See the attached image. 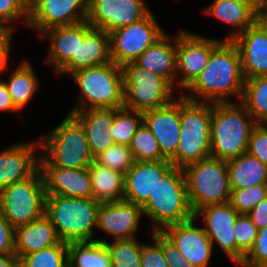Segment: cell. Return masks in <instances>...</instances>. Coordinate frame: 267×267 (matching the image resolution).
<instances>
[{
	"label": "cell",
	"mask_w": 267,
	"mask_h": 267,
	"mask_svg": "<svg viewBox=\"0 0 267 267\" xmlns=\"http://www.w3.org/2000/svg\"><path fill=\"white\" fill-rule=\"evenodd\" d=\"M22 267H66L68 263V243H60L46 249L29 253L21 258Z\"/></svg>",
	"instance_id": "36"
},
{
	"label": "cell",
	"mask_w": 267,
	"mask_h": 267,
	"mask_svg": "<svg viewBox=\"0 0 267 267\" xmlns=\"http://www.w3.org/2000/svg\"><path fill=\"white\" fill-rule=\"evenodd\" d=\"M104 243L111 255V267H142L141 266V247L137 238L112 240L97 239Z\"/></svg>",
	"instance_id": "34"
},
{
	"label": "cell",
	"mask_w": 267,
	"mask_h": 267,
	"mask_svg": "<svg viewBox=\"0 0 267 267\" xmlns=\"http://www.w3.org/2000/svg\"><path fill=\"white\" fill-rule=\"evenodd\" d=\"M124 106L144 112L172 103L177 90L169 81L138 65L135 61L122 66Z\"/></svg>",
	"instance_id": "9"
},
{
	"label": "cell",
	"mask_w": 267,
	"mask_h": 267,
	"mask_svg": "<svg viewBox=\"0 0 267 267\" xmlns=\"http://www.w3.org/2000/svg\"><path fill=\"white\" fill-rule=\"evenodd\" d=\"M10 73L9 80L5 81V84L14 107L20 112L30 100L34 99L40 87V81H38L33 65L27 60L19 63Z\"/></svg>",
	"instance_id": "31"
},
{
	"label": "cell",
	"mask_w": 267,
	"mask_h": 267,
	"mask_svg": "<svg viewBox=\"0 0 267 267\" xmlns=\"http://www.w3.org/2000/svg\"><path fill=\"white\" fill-rule=\"evenodd\" d=\"M195 216L187 221L167 226L162 233L178 248L180 254L197 267H208L213 245L203 226H196Z\"/></svg>",
	"instance_id": "15"
},
{
	"label": "cell",
	"mask_w": 267,
	"mask_h": 267,
	"mask_svg": "<svg viewBox=\"0 0 267 267\" xmlns=\"http://www.w3.org/2000/svg\"><path fill=\"white\" fill-rule=\"evenodd\" d=\"M171 166L169 160L135 161L125 173L123 200L143 206Z\"/></svg>",
	"instance_id": "22"
},
{
	"label": "cell",
	"mask_w": 267,
	"mask_h": 267,
	"mask_svg": "<svg viewBox=\"0 0 267 267\" xmlns=\"http://www.w3.org/2000/svg\"><path fill=\"white\" fill-rule=\"evenodd\" d=\"M56 228L46 216L14 228L15 255L20 259L29 253L60 243Z\"/></svg>",
	"instance_id": "24"
},
{
	"label": "cell",
	"mask_w": 267,
	"mask_h": 267,
	"mask_svg": "<svg viewBox=\"0 0 267 267\" xmlns=\"http://www.w3.org/2000/svg\"><path fill=\"white\" fill-rule=\"evenodd\" d=\"M180 95V139L176 154L169 160L184 168L210 156L212 103L195 102Z\"/></svg>",
	"instance_id": "6"
},
{
	"label": "cell",
	"mask_w": 267,
	"mask_h": 267,
	"mask_svg": "<svg viewBox=\"0 0 267 267\" xmlns=\"http://www.w3.org/2000/svg\"><path fill=\"white\" fill-rule=\"evenodd\" d=\"M1 111H7V113H18V110L14 107L12 103L11 96L9 94L5 81L1 79L0 75V112Z\"/></svg>",
	"instance_id": "49"
},
{
	"label": "cell",
	"mask_w": 267,
	"mask_h": 267,
	"mask_svg": "<svg viewBox=\"0 0 267 267\" xmlns=\"http://www.w3.org/2000/svg\"><path fill=\"white\" fill-rule=\"evenodd\" d=\"M111 62L109 33L93 28L87 20L79 22L77 59H70L56 74L70 75L76 70Z\"/></svg>",
	"instance_id": "18"
},
{
	"label": "cell",
	"mask_w": 267,
	"mask_h": 267,
	"mask_svg": "<svg viewBox=\"0 0 267 267\" xmlns=\"http://www.w3.org/2000/svg\"><path fill=\"white\" fill-rule=\"evenodd\" d=\"M239 50L245 79L267 76V32L255 23L231 40Z\"/></svg>",
	"instance_id": "23"
},
{
	"label": "cell",
	"mask_w": 267,
	"mask_h": 267,
	"mask_svg": "<svg viewBox=\"0 0 267 267\" xmlns=\"http://www.w3.org/2000/svg\"><path fill=\"white\" fill-rule=\"evenodd\" d=\"M255 24L267 32V4L255 11Z\"/></svg>",
	"instance_id": "50"
},
{
	"label": "cell",
	"mask_w": 267,
	"mask_h": 267,
	"mask_svg": "<svg viewBox=\"0 0 267 267\" xmlns=\"http://www.w3.org/2000/svg\"><path fill=\"white\" fill-rule=\"evenodd\" d=\"M152 243L144 244L141 247V266L142 267H168L162 246L152 237Z\"/></svg>",
	"instance_id": "43"
},
{
	"label": "cell",
	"mask_w": 267,
	"mask_h": 267,
	"mask_svg": "<svg viewBox=\"0 0 267 267\" xmlns=\"http://www.w3.org/2000/svg\"><path fill=\"white\" fill-rule=\"evenodd\" d=\"M68 263L71 267H111V255L104 243L73 242L68 244Z\"/></svg>",
	"instance_id": "32"
},
{
	"label": "cell",
	"mask_w": 267,
	"mask_h": 267,
	"mask_svg": "<svg viewBox=\"0 0 267 267\" xmlns=\"http://www.w3.org/2000/svg\"><path fill=\"white\" fill-rule=\"evenodd\" d=\"M257 233L258 229L251 222L248 215L239 214L233 231L236 242V263L243 261L244 257L252 249Z\"/></svg>",
	"instance_id": "39"
},
{
	"label": "cell",
	"mask_w": 267,
	"mask_h": 267,
	"mask_svg": "<svg viewBox=\"0 0 267 267\" xmlns=\"http://www.w3.org/2000/svg\"><path fill=\"white\" fill-rule=\"evenodd\" d=\"M183 171L193 213L207 205L229 202L231 187L226 160L209 156L186 165Z\"/></svg>",
	"instance_id": "8"
},
{
	"label": "cell",
	"mask_w": 267,
	"mask_h": 267,
	"mask_svg": "<svg viewBox=\"0 0 267 267\" xmlns=\"http://www.w3.org/2000/svg\"><path fill=\"white\" fill-rule=\"evenodd\" d=\"M143 122L142 112L125 107L114 109L111 132L115 144L129 146L132 137Z\"/></svg>",
	"instance_id": "35"
},
{
	"label": "cell",
	"mask_w": 267,
	"mask_h": 267,
	"mask_svg": "<svg viewBox=\"0 0 267 267\" xmlns=\"http://www.w3.org/2000/svg\"><path fill=\"white\" fill-rule=\"evenodd\" d=\"M94 161L124 175L135 162L130 147L120 144H114L102 151L94 157Z\"/></svg>",
	"instance_id": "38"
},
{
	"label": "cell",
	"mask_w": 267,
	"mask_h": 267,
	"mask_svg": "<svg viewBox=\"0 0 267 267\" xmlns=\"http://www.w3.org/2000/svg\"><path fill=\"white\" fill-rule=\"evenodd\" d=\"M28 18L29 0H0V25L14 31V26H10L9 23L13 25L17 20H22L28 26Z\"/></svg>",
	"instance_id": "41"
},
{
	"label": "cell",
	"mask_w": 267,
	"mask_h": 267,
	"mask_svg": "<svg viewBox=\"0 0 267 267\" xmlns=\"http://www.w3.org/2000/svg\"><path fill=\"white\" fill-rule=\"evenodd\" d=\"M256 124L240 101L212 103L210 156L228 161L246 153Z\"/></svg>",
	"instance_id": "3"
},
{
	"label": "cell",
	"mask_w": 267,
	"mask_h": 267,
	"mask_svg": "<svg viewBox=\"0 0 267 267\" xmlns=\"http://www.w3.org/2000/svg\"><path fill=\"white\" fill-rule=\"evenodd\" d=\"M143 216L142 206L125 201L100 203L97 228L112 240L135 238Z\"/></svg>",
	"instance_id": "19"
},
{
	"label": "cell",
	"mask_w": 267,
	"mask_h": 267,
	"mask_svg": "<svg viewBox=\"0 0 267 267\" xmlns=\"http://www.w3.org/2000/svg\"><path fill=\"white\" fill-rule=\"evenodd\" d=\"M267 197V184L231 190L229 203L239 213L247 214Z\"/></svg>",
	"instance_id": "40"
},
{
	"label": "cell",
	"mask_w": 267,
	"mask_h": 267,
	"mask_svg": "<svg viewBox=\"0 0 267 267\" xmlns=\"http://www.w3.org/2000/svg\"><path fill=\"white\" fill-rule=\"evenodd\" d=\"M231 190L267 184V165L249 153L227 161Z\"/></svg>",
	"instance_id": "29"
},
{
	"label": "cell",
	"mask_w": 267,
	"mask_h": 267,
	"mask_svg": "<svg viewBox=\"0 0 267 267\" xmlns=\"http://www.w3.org/2000/svg\"><path fill=\"white\" fill-rule=\"evenodd\" d=\"M14 31L9 27L0 25V68H4L9 64V52L11 51L12 36Z\"/></svg>",
	"instance_id": "47"
},
{
	"label": "cell",
	"mask_w": 267,
	"mask_h": 267,
	"mask_svg": "<svg viewBox=\"0 0 267 267\" xmlns=\"http://www.w3.org/2000/svg\"><path fill=\"white\" fill-rule=\"evenodd\" d=\"M40 171L47 195L76 198H93V189L88 167L65 169L51 165L40 156Z\"/></svg>",
	"instance_id": "17"
},
{
	"label": "cell",
	"mask_w": 267,
	"mask_h": 267,
	"mask_svg": "<svg viewBox=\"0 0 267 267\" xmlns=\"http://www.w3.org/2000/svg\"><path fill=\"white\" fill-rule=\"evenodd\" d=\"M15 254L14 227L0 213V255Z\"/></svg>",
	"instance_id": "46"
},
{
	"label": "cell",
	"mask_w": 267,
	"mask_h": 267,
	"mask_svg": "<svg viewBox=\"0 0 267 267\" xmlns=\"http://www.w3.org/2000/svg\"><path fill=\"white\" fill-rule=\"evenodd\" d=\"M256 123L267 117V76L245 79L240 101Z\"/></svg>",
	"instance_id": "33"
},
{
	"label": "cell",
	"mask_w": 267,
	"mask_h": 267,
	"mask_svg": "<svg viewBox=\"0 0 267 267\" xmlns=\"http://www.w3.org/2000/svg\"><path fill=\"white\" fill-rule=\"evenodd\" d=\"M71 114L84 128L93 157L115 144L111 132L114 109H88Z\"/></svg>",
	"instance_id": "25"
},
{
	"label": "cell",
	"mask_w": 267,
	"mask_h": 267,
	"mask_svg": "<svg viewBox=\"0 0 267 267\" xmlns=\"http://www.w3.org/2000/svg\"><path fill=\"white\" fill-rule=\"evenodd\" d=\"M8 68V65L6 64L4 68H0V74H2L6 69Z\"/></svg>",
	"instance_id": "56"
},
{
	"label": "cell",
	"mask_w": 267,
	"mask_h": 267,
	"mask_svg": "<svg viewBox=\"0 0 267 267\" xmlns=\"http://www.w3.org/2000/svg\"><path fill=\"white\" fill-rule=\"evenodd\" d=\"M80 89L77 104L71 109H118L124 106L122 67L114 62L82 68L70 74Z\"/></svg>",
	"instance_id": "4"
},
{
	"label": "cell",
	"mask_w": 267,
	"mask_h": 267,
	"mask_svg": "<svg viewBox=\"0 0 267 267\" xmlns=\"http://www.w3.org/2000/svg\"><path fill=\"white\" fill-rule=\"evenodd\" d=\"M88 0H29L28 27L41 35L49 28L87 20Z\"/></svg>",
	"instance_id": "13"
},
{
	"label": "cell",
	"mask_w": 267,
	"mask_h": 267,
	"mask_svg": "<svg viewBox=\"0 0 267 267\" xmlns=\"http://www.w3.org/2000/svg\"><path fill=\"white\" fill-rule=\"evenodd\" d=\"M177 98L162 108L142 112L143 122L156 138L166 160L176 154L180 139V96Z\"/></svg>",
	"instance_id": "21"
},
{
	"label": "cell",
	"mask_w": 267,
	"mask_h": 267,
	"mask_svg": "<svg viewBox=\"0 0 267 267\" xmlns=\"http://www.w3.org/2000/svg\"><path fill=\"white\" fill-rule=\"evenodd\" d=\"M239 213L229 202L223 204H211L202 207L194 213V216L203 219V228L206 231L212 245L215 242L220 249L236 263V242L234 238V226Z\"/></svg>",
	"instance_id": "16"
},
{
	"label": "cell",
	"mask_w": 267,
	"mask_h": 267,
	"mask_svg": "<svg viewBox=\"0 0 267 267\" xmlns=\"http://www.w3.org/2000/svg\"><path fill=\"white\" fill-rule=\"evenodd\" d=\"M151 236L162 246L168 267H179L187 263V260L180 254L176 245L170 241L162 232H150Z\"/></svg>",
	"instance_id": "45"
},
{
	"label": "cell",
	"mask_w": 267,
	"mask_h": 267,
	"mask_svg": "<svg viewBox=\"0 0 267 267\" xmlns=\"http://www.w3.org/2000/svg\"><path fill=\"white\" fill-rule=\"evenodd\" d=\"M247 215L258 230L267 226V197L249 211Z\"/></svg>",
	"instance_id": "48"
},
{
	"label": "cell",
	"mask_w": 267,
	"mask_h": 267,
	"mask_svg": "<svg viewBox=\"0 0 267 267\" xmlns=\"http://www.w3.org/2000/svg\"><path fill=\"white\" fill-rule=\"evenodd\" d=\"M129 147L135 161L166 160L161 155L156 138L144 122L138 127Z\"/></svg>",
	"instance_id": "37"
},
{
	"label": "cell",
	"mask_w": 267,
	"mask_h": 267,
	"mask_svg": "<svg viewBox=\"0 0 267 267\" xmlns=\"http://www.w3.org/2000/svg\"><path fill=\"white\" fill-rule=\"evenodd\" d=\"M93 199L103 202L120 201L124 198L125 175L93 161L88 167Z\"/></svg>",
	"instance_id": "30"
},
{
	"label": "cell",
	"mask_w": 267,
	"mask_h": 267,
	"mask_svg": "<svg viewBox=\"0 0 267 267\" xmlns=\"http://www.w3.org/2000/svg\"><path fill=\"white\" fill-rule=\"evenodd\" d=\"M135 62L154 74L176 85V35L165 33L147 48Z\"/></svg>",
	"instance_id": "26"
},
{
	"label": "cell",
	"mask_w": 267,
	"mask_h": 267,
	"mask_svg": "<svg viewBox=\"0 0 267 267\" xmlns=\"http://www.w3.org/2000/svg\"><path fill=\"white\" fill-rule=\"evenodd\" d=\"M40 144V155L54 167L81 169L94 161L85 130L70 113L54 130L40 137Z\"/></svg>",
	"instance_id": "7"
},
{
	"label": "cell",
	"mask_w": 267,
	"mask_h": 267,
	"mask_svg": "<svg viewBox=\"0 0 267 267\" xmlns=\"http://www.w3.org/2000/svg\"><path fill=\"white\" fill-rule=\"evenodd\" d=\"M250 2L254 11H256L261 6L267 4V0H250Z\"/></svg>",
	"instance_id": "52"
},
{
	"label": "cell",
	"mask_w": 267,
	"mask_h": 267,
	"mask_svg": "<svg viewBox=\"0 0 267 267\" xmlns=\"http://www.w3.org/2000/svg\"><path fill=\"white\" fill-rule=\"evenodd\" d=\"M244 83L239 50L231 40H223L212 51L200 75L186 89L187 93L181 95L195 102H234L228 100L234 96L241 101Z\"/></svg>",
	"instance_id": "1"
},
{
	"label": "cell",
	"mask_w": 267,
	"mask_h": 267,
	"mask_svg": "<svg viewBox=\"0 0 267 267\" xmlns=\"http://www.w3.org/2000/svg\"><path fill=\"white\" fill-rule=\"evenodd\" d=\"M0 267H22V262L15 254L0 255Z\"/></svg>",
	"instance_id": "51"
},
{
	"label": "cell",
	"mask_w": 267,
	"mask_h": 267,
	"mask_svg": "<svg viewBox=\"0 0 267 267\" xmlns=\"http://www.w3.org/2000/svg\"><path fill=\"white\" fill-rule=\"evenodd\" d=\"M41 36L49 39V50L43 62L53 66L55 74L70 59H77L79 23L49 28Z\"/></svg>",
	"instance_id": "27"
},
{
	"label": "cell",
	"mask_w": 267,
	"mask_h": 267,
	"mask_svg": "<svg viewBox=\"0 0 267 267\" xmlns=\"http://www.w3.org/2000/svg\"><path fill=\"white\" fill-rule=\"evenodd\" d=\"M243 261L255 265H267V226L258 230L255 243Z\"/></svg>",
	"instance_id": "44"
},
{
	"label": "cell",
	"mask_w": 267,
	"mask_h": 267,
	"mask_svg": "<svg viewBox=\"0 0 267 267\" xmlns=\"http://www.w3.org/2000/svg\"><path fill=\"white\" fill-rule=\"evenodd\" d=\"M100 202L93 198L46 195L45 215L65 243L96 241Z\"/></svg>",
	"instance_id": "5"
},
{
	"label": "cell",
	"mask_w": 267,
	"mask_h": 267,
	"mask_svg": "<svg viewBox=\"0 0 267 267\" xmlns=\"http://www.w3.org/2000/svg\"><path fill=\"white\" fill-rule=\"evenodd\" d=\"M259 124L267 130V117L263 121H261Z\"/></svg>",
	"instance_id": "54"
},
{
	"label": "cell",
	"mask_w": 267,
	"mask_h": 267,
	"mask_svg": "<svg viewBox=\"0 0 267 267\" xmlns=\"http://www.w3.org/2000/svg\"><path fill=\"white\" fill-rule=\"evenodd\" d=\"M179 267H197V266H194L192 263L187 262V263H185L184 265H181V266H179Z\"/></svg>",
	"instance_id": "55"
},
{
	"label": "cell",
	"mask_w": 267,
	"mask_h": 267,
	"mask_svg": "<svg viewBox=\"0 0 267 267\" xmlns=\"http://www.w3.org/2000/svg\"><path fill=\"white\" fill-rule=\"evenodd\" d=\"M223 41L184 31L176 34V86L184 93L206 67L212 51ZM181 74L180 78L178 77Z\"/></svg>",
	"instance_id": "12"
},
{
	"label": "cell",
	"mask_w": 267,
	"mask_h": 267,
	"mask_svg": "<svg viewBox=\"0 0 267 267\" xmlns=\"http://www.w3.org/2000/svg\"><path fill=\"white\" fill-rule=\"evenodd\" d=\"M203 11L233 27L225 40H233L255 23L250 0H214Z\"/></svg>",
	"instance_id": "28"
},
{
	"label": "cell",
	"mask_w": 267,
	"mask_h": 267,
	"mask_svg": "<svg viewBox=\"0 0 267 267\" xmlns=\"http://www.w3.org/2000/svg\"><path fill=\"white\" fill-rule=\"evenodd\" d=\"M142 210L144 217L153 223L149 232H162L167 226L194 216L188 201L183 168L172 165L163 174Z\"/></svg>",
	"instance_id": "2"
},
{
	"label": "cell",
	"mask_w": 267,
	"mask_h": 267,
	"mask_svg": "<svg viewBox=\"0 0 267 267\" xmlns=\"http://www.w3.org/2000/svg\"><path fill=\"white\" fill-rule=\"evenodd\" d=\"M46 190L40 169L0 190V213L15 228L45 215Z\"/></svg>",
	"instance_id": "10"
},
{
	"label": "cell",
	"mask_w": 267,
	"mask_h": 267,
	"mask_svg": "<svg viewBox=\"0 0 267 267\" xmlns=\"http://www.w3.org/2000/svg\"><path fill=\"white\" fill-rule=\"evenodd\" d=\"M40 140L21 142L0 151V190L33 176L40 169V155L36 154Z\"/></svg>",
	"instance_id": "20"
},
{
	"label": "cell",
	"mask_w": 267,
	"mask_h": 267,
	"mask_svg": "<svg viewBox=\"0 0 267 267\" xmlns=\"http://www.w3.org/2000/svg\"><path fill=\"white\" fill-rule=\"evenodd\" d=\"M247 153L267 165V130L259 123L250 132Z\"/></svg>",
	"instance_id": "42"
},
{
	"label": "cell",
	"mask_w": 267,
	"mask_h": 267,
	"mask_svg": "<svg viewBox=\"0 0 267 267\" xmlns=\"http://www.w3.org/2000/svg\"><path fill=\"white\" fill-rule=\"evenodd\" d=\"M235 264L237 266L241 265V267H267V265H255V264H250V263H247V262H244V261H240V262H237Z\"/></svg>",
	"instance_id": "53"
},
{
	"label": "cell",
	"mask_w": 267,
	"mask_h": 267,
	"mask_svg": "<svg viewBox=\"0 0 267 267\" xmlns=\"http://www.w3.org/2000/svg\"><path fill=\"white\" fill-rule=\"evenodd\" d=\"M165 33L152 12L142 20L109 32L111 61L121 67L135 61Z\"/></svg>",
	"instance_id": "11"
},
{
	"label": "cell",
	"mask_w": 267,
	"mask_h": 267,
	"mask_svg": "<svg viewBox=\"0 0 267 267\" xmlns=\"http://www.w3.org/2000/svg\"><path fill=\"white\" fill-rule=\"evenodd\" d=\"M150 12L144 0H88L87 22L109 33L142 20Z\"/></svg>",
	"instance_id": "14"
}]
</instances>
